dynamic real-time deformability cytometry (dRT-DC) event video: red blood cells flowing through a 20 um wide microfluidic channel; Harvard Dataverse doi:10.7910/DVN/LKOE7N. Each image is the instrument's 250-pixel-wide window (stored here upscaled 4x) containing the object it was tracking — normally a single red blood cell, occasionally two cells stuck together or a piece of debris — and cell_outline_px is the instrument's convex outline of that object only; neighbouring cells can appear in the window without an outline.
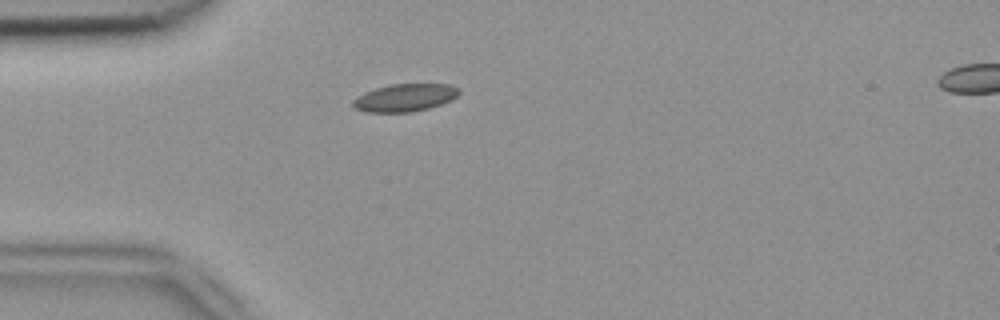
{"species": "common noctule bat (a hibernating species)", "species_latin": "Nyctalus noctula", "temperature_condition": "room temperature", "stored_images_in_passage": 3, "camera_frame_rate_fps": 3000, "um_per_image_px": 0.085, "animal": {"sex": "female", "body_mass_g": 18.4}, "frame": {"image": 1, "passage_image": 1, "time_ms": 0.0, "image_size_px": [1000, 320], "cell_outline_px": [[460, 92], [452, 100], [428, 108], [412, 112], [364, 112], [352, 108], [352, 100], [356, 96], [364, 92], [376, 88], [392, 84], [448, 84], [460, 88]], "centroid_in_image_um": [34.37, 8.3], "position_along_channel_um": 50.6, "area_um2": 17.22}}